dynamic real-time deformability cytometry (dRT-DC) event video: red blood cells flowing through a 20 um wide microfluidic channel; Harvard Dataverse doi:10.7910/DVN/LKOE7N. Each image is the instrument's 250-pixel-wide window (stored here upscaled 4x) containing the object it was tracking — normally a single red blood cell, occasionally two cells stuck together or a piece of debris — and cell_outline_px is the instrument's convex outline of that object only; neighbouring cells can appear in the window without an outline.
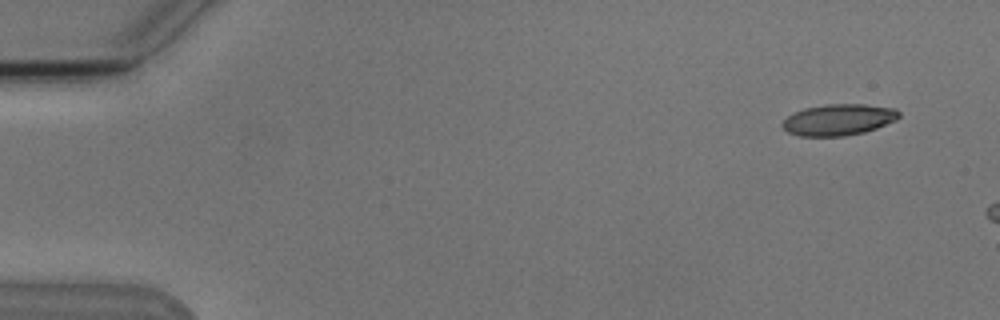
{"species": "Egyptian fruit bat (a non-hibernating species)", "species_latin": "Rousettus aegyptiacus", "temperature_condition": "cold", "stored_images_in_passage": 4, "camera_frame_rate_fps": 3000, "um_per_image_px": 0.085, "animal": {"sex": "male"}, "frame": {"image": 1, "passage_image": 1, "time_ms": 0.0, "image_size_px": [1000, 320], "cell_outline_px": [[900, 116], [896, 120], [876, 128], [864, 132], [844, 136], [800, 136], [788, 132], [780, 124], [788, 116], [804, 108], [824, 104], [864, 104], [896, 108], [900, 112]], "centroid_in_image_um": [71.29, 10.17], "position_along_channel_um": 13.7, "area_um2": 21.27}}